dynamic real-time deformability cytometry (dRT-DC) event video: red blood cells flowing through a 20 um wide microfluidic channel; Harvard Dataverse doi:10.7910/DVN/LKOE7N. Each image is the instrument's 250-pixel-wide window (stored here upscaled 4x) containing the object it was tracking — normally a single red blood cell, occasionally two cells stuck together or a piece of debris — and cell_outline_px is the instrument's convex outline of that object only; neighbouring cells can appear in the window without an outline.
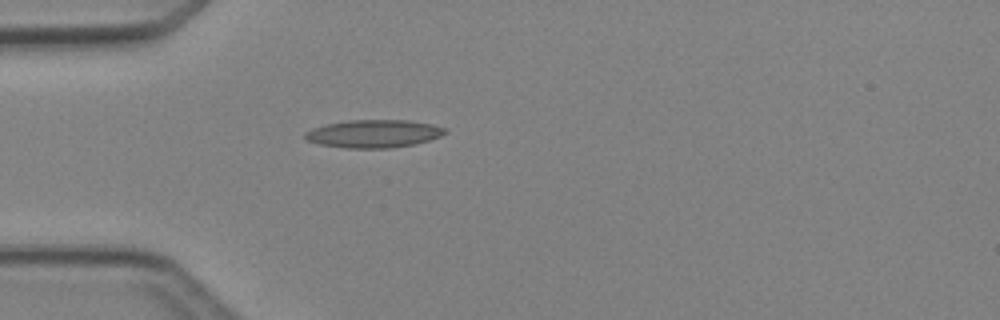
{"species": "Egyptian fruit bat (a non-hibernating species)", "species_latin": "Rousettus aegyptiacus", "temperature_condition": "cold", "stored_images_in_passage": 3, "camera_frame_rate_fps": 3000, "um_per_image_px": 0.085, "animal": {"sex": "female"}, "frame": {"image": 1, "passage_image": 3, "time_ms": 3.333, "image_size_px": [1000, 320], "cell_outline_px": [[448, 132], [440, 136], [428, 140], [412, 144], [388, 148], [348, 148], [320, 144], [308, 140], [304, 136], [304, 132], [312, 128], [328, 124], [348, 120], [408, 120], [432, 124], [448, 128]], "centroid_in_image_um": [31.79, 11.35], "position_along_channel_um": 53.2, "area_um2": 22.6}}